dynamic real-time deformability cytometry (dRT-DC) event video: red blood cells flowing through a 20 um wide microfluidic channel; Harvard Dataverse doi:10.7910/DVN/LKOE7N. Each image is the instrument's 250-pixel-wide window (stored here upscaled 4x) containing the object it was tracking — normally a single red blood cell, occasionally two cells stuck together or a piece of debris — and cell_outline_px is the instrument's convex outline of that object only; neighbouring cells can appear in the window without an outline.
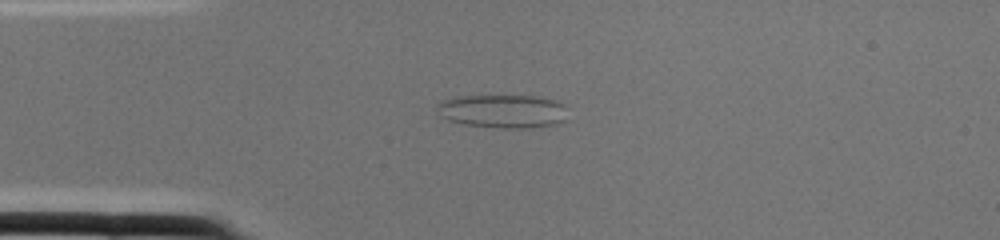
{"species": "common noctule bat (a hibernating species)", "species_latin": "Nyctalus noctula", "temperature_condition": "cold", "stored_images_in_passage": 1, "camera_frame_rate_fps": 3000, "um_per_image_px": 0.085, "animal": {"sex": "female", "body_mass_g": 22.0, "forearm_length_mm": 56.7}, "frame": {"image": 1, "passage_image": 1, "time_ms": 0.0, "image_size_px": [1000, 240], "cell_outline_px": [[564, 120], [556, 124], [528, 128], [500, 128], [464, 124], [448, 120], [440, 116], [436, 108], [436, 104], [440, 100], [460, 96], [532, 96], [556, 100], [564, 104]], "centroid_in_image_um": [42.68, 9.45], "position_along_channel_um": 42.3, "area_um2": 25.43}}